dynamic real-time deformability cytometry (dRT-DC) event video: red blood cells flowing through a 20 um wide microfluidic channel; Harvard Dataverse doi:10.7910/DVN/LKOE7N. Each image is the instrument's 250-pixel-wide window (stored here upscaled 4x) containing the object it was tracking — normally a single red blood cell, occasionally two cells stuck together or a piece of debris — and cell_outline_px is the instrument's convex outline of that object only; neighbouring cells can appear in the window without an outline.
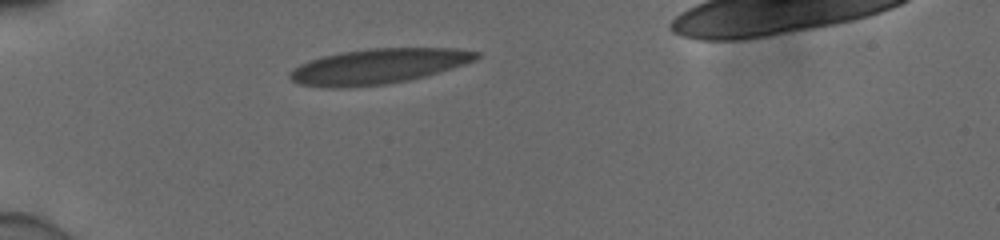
{"species": "human", "species_latin": "Homo sapiens", "temperature_condition": "cold", "stored_images_in_passage": 32, "camera_frame_rate_fps": 3000, "um_per_image_px": 0.085, "donor": {"sex": "male"}, "frame": {"image": 1, "passage_image": 1, "time_ms": 0.0, "image_size_px": [1000, 240], "cell_outline_px": [[480, 56], [476, 60], [464, 64], [424, 76], [408, 80], [388, 84], [356, 88], [324, 88], [296, 84], [288, 76], [288, 72], [292, 68], [308, 60], [340, 52], [368, 48], [456, 48], [480, 52]], "centroid_in_image_um": [32.08, 5.65], "position_along_channel_um": 52.9, "area_um2": 38.73}}
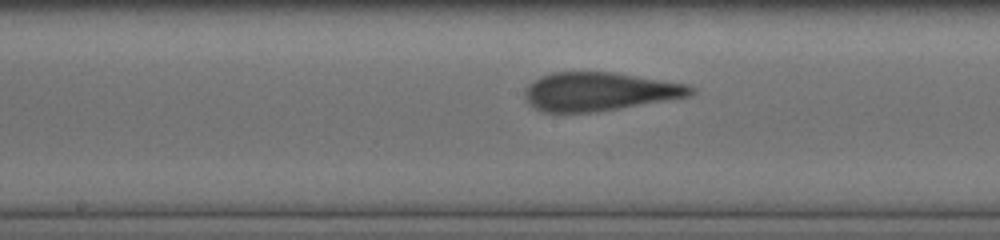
{"frame": {"image": 2, "passage_image": 14, "time_ms": 4.333, "image_size_px": [1000, 240], "cell_outline_px": [[696, 92], [688, 96], [616, 108], [588, 112], [540, 112], [528, 104], [524, 96], [524, 88], [532, 80], [540, 76], [552, 72], [612, 72], [688, 84], [696, 88]], "centroid_in_image_um": [50.86, 7.77], "position_along_channel_um": 197.3, "area_um2": 37.05}}
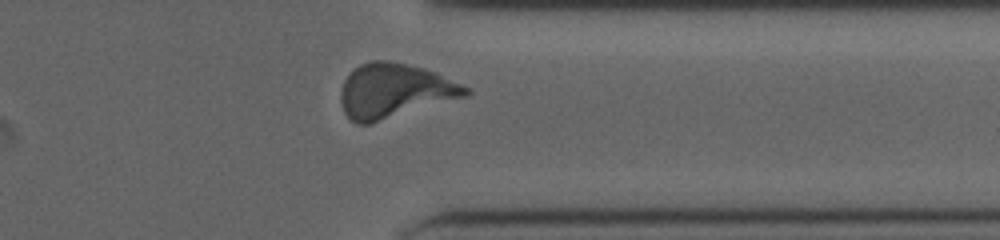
{"frame": {"image": 3, "passage_image": 28, "time_ms": 9.0, "image_size_px": [1000, 240], "cell_outline_px": [[472, 92], [468, 96], [368, 124], [356, 124], [344, 112], [340, 100], [340, 92], [344, 80], [360, 64], [372, 60], [388, 60], [424, 68], [460, 84], [468, 88]], "centroid_in_image_um": [33.51, 7.72], "position_along_channel_um": 377.9, "area_um2": 39.13}, "authors_computed_cell_mechanics": {"area_um2": 36.9342, "velocity_mm_per_s": 3.8907, "shape_relaxation_time_tau1_ms": 3.9642, "shape_relaxation_time_tau2_ms": 0.8011, "deformation_change_tau1": 0.1744, "deformation_change_tau2": 0.0779}}